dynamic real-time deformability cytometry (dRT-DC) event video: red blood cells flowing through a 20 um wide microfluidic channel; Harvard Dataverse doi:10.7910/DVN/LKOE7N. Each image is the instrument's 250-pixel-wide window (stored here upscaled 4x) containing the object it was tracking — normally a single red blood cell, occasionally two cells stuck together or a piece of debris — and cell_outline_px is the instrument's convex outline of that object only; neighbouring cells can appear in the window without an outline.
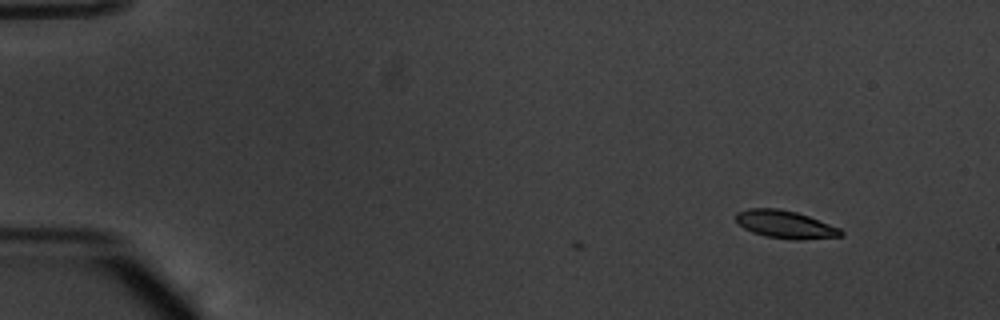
{"species": "common noctule bat (a hibernating species)", "species_latin": "Nyctalus noctula", "temperature_condition": "warm", "stored_images_in_passage": 3, "camera_frame_rate_fps": 3000, "um_per_image_px": 0.085, "animal": {"sex": "male", "body_mass_g": 20.1, "forearm_length_mm": 53.5}, "frame": {"image": 1, "passage_image": 3, "time_ms": 0.667, "image_size_px": [1000, 320], "cell_outline_px": [[844, 236], [800, 240], [796, 240], [764, 236], [752, 232], [744, 228], [736, 220], [736, 212], [748, 208], [780, 208], [796, 212], [808, 216], [840, 228], [844, 232]], "centroid_in_image_um": [66.76, 19.08], "position_along_channel_um": 18.2, "area_um2": 17.05}}